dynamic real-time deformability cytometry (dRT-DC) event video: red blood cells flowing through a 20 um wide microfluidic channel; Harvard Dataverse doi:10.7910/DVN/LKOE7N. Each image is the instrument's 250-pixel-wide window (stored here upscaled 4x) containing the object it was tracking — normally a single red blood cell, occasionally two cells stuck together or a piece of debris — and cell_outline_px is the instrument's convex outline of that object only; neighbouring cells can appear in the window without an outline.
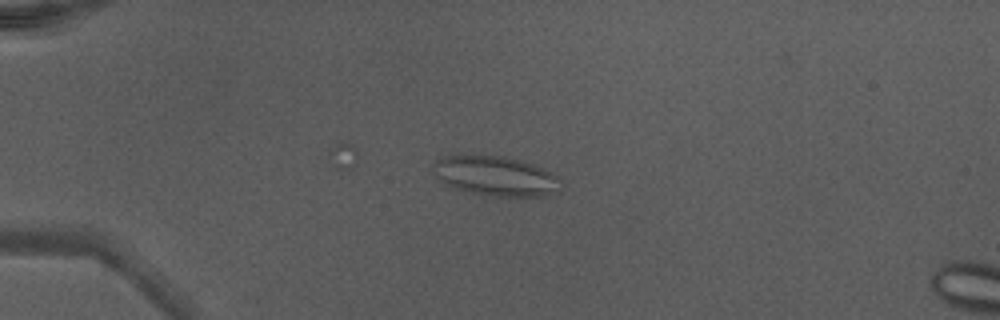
{"species": "Egyptian fruit bat (a non-hibernating species)", "species_latin": "Rousettus aegyptiacus", "temperature_condition": "warm", "stored_images_in_passage": 5, "camera_frame_rate_fps": 3000, "um_per_image_px": 0.085, "animal": {"sex": "male"}, "frame": {"image": 1, "passage_image": 1, "time_ms": 0.0, "image_size_px": [1000, 320], "cell_outline_px": [[560, 192], [552, 196], [492, 196], [464, 192], [444, 184], [432, 172], [432, 164], [440, 156], [452, 152], [500, 156], [532, 164], [552, 172], [556, 176]], "centroid_in_image_um": [42.01, 14.94], "position_along_channel_um": 43.0, "area_um2": 30.4}}